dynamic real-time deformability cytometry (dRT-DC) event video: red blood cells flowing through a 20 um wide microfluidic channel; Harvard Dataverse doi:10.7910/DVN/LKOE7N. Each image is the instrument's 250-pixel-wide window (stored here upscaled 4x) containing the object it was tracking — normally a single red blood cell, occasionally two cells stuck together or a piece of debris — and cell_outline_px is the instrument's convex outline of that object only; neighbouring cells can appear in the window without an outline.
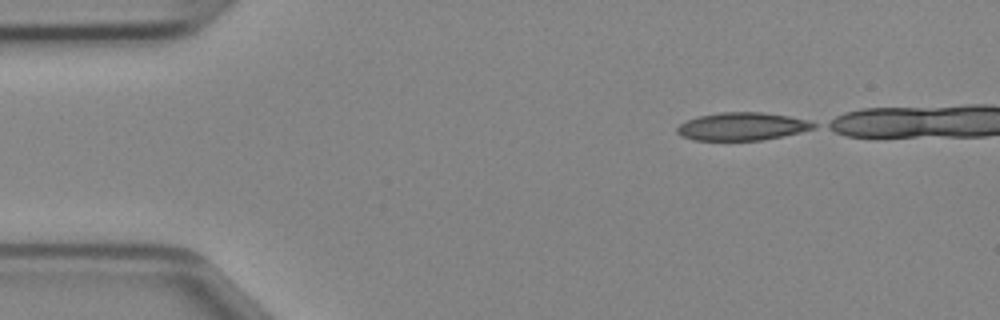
{"species": "Egyptian fruit bat (a non-hibernating species)", "species_latin": "Rousettus aegyptiacus", "temperature_condition": "cold", "stored_images_in_passage": 33, "camera_frame_rate_fps": 3000, "um_per_image_px": 0.085, "animal": {"sex": "female"}, "frame": {"image": 1, "passage_image": 1, "time_ms": 0.0, "image_size_px": [1000, 320], "cell_outline_px": [[816, 128], [800, 132], [760, 140], [692, 140], [680, 136], [676, 132], [676, 128], [680, 124], [696, 116], [720, 112], [760, 112], [788, 116], [808, 120], [816, 124]], "centroid_in_image_um": [63.04, 10.74], "position_along_channel_um": 22.0, "area_um2": 22.14}}
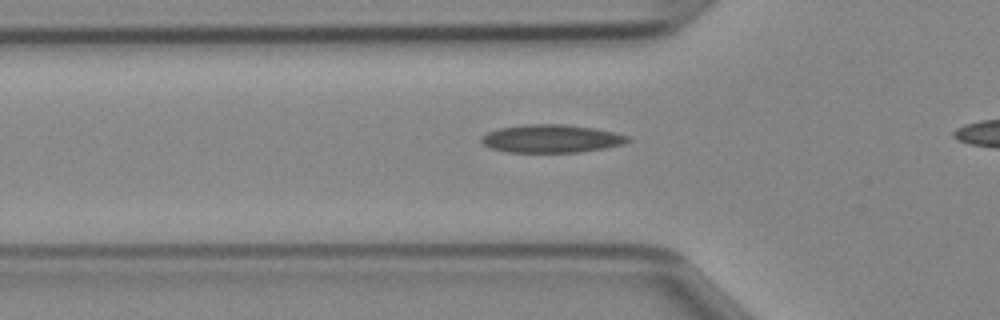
{"frame": {"image": 2, "passage_image": 10, "time_ms": 3.0, "image_size_px": [1000, 320], "cell_outline_px": [[632, 140], [620, 144], [604, 148], [576, 152], [508, 152], [492, 148], [484, 144], [480, 140], [480, 136], [488, 132], [500, 128], [524, 124], [564, 124], [596, 128], [628, 136]], "centroid_in_image_um": [46.84, 11.77], "position_along_channel_um": 79.0, "area_um2": 23.76}}